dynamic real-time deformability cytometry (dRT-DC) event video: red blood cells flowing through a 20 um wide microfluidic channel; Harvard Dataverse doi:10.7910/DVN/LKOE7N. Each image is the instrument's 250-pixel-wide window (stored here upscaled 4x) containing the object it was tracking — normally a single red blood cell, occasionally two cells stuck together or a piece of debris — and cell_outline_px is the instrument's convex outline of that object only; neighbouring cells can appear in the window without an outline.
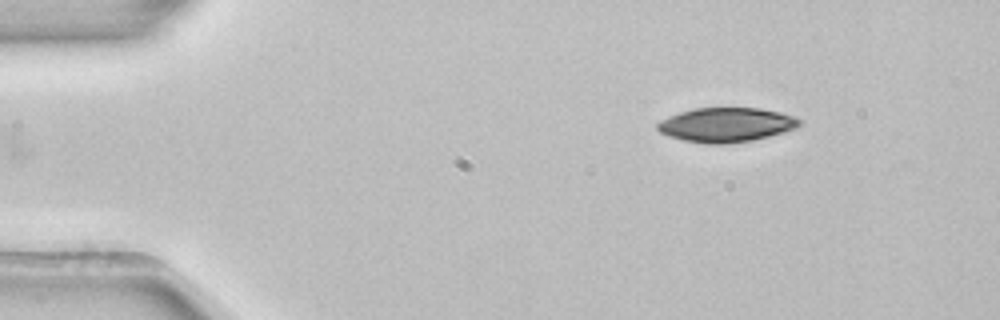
{"species": "common noctule bat (a hibernating species)", "species_latin": "Nyctalus noctula", "temperature_condition": "room temperature", "stored_images_in_passage": 44, "camera_frame_rate_fps": 3000, "um_per_image_px": 0.085, "animal": {"sex": "female", "body_mass_g": 22.7, "forearm_length_mm": 54.2}, "frame": {"image": 1, "passage_image": 1, "time_ms": 0.0, "image_size_px": [1000, 320], "cell_outline_px": [[804, 120], [796, 128], [784, 132], [752, 140], [724, 144], [708, 144], [684, 140], [668, 136], [660, 132], [656, 128], [656, 124], [660, 120], [668, 116], [680, 112], [696, 108], [760, 108], [780, 112], [796, 116]], "centroid_in_image_um": [61.74, 10.6], "position_along_channel_um": 23.3, "area_um2": 28.55}}
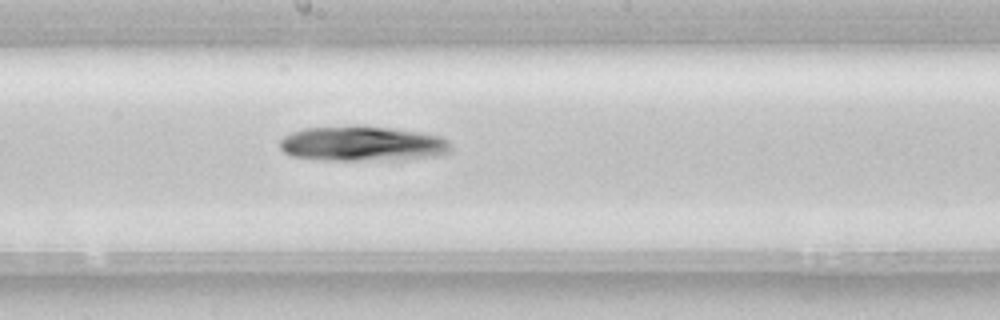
{"frame": {"image": 2, "passage_image": 22, "time_ms": 7.0, "image_size_px": [1000, 320], "cell_outline_px": [[452, 152], [436, 156], [404, 160], [328, 160], [292, 156], [284, 152], [280, 148], [280, 140], [284, 136], [292, 132], [304, 128], [388, 128], [420, 132], [440, 136], [448, 140], [452, 144]], "centroid_in_image_um": [30.89, 12.26], "position_along_channel_um": 217.3, "area_um2": 34.33}}
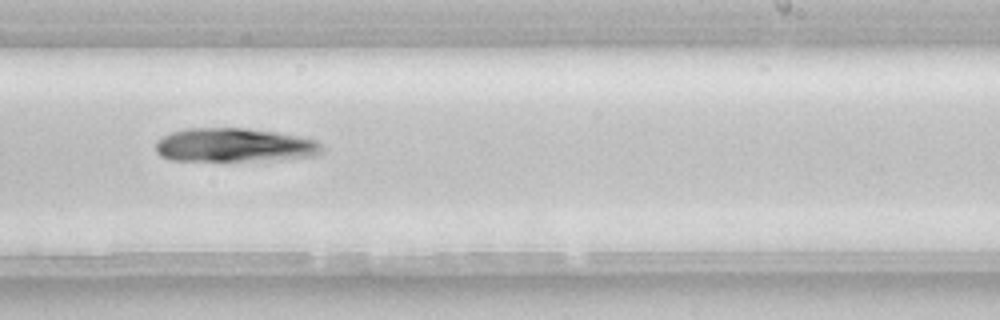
{"frame": {"image": 3, "passage_image": 26, "time_ms": 8.333, "image_size_px": [1000, 320], "cell_outline_px": [[324, 152], [316, 156], [276, 160], [172, 160], [160, 156], [156, 152], [156, 140], [172, 132], [184, 128], [248, 128], [276, 132], [300, 136], [316, 140], [320, 144]], "centroid_in_image_um": [19.95, 12.33], "position_along_channel_um": 269.1, "area_um2": 32.89}}